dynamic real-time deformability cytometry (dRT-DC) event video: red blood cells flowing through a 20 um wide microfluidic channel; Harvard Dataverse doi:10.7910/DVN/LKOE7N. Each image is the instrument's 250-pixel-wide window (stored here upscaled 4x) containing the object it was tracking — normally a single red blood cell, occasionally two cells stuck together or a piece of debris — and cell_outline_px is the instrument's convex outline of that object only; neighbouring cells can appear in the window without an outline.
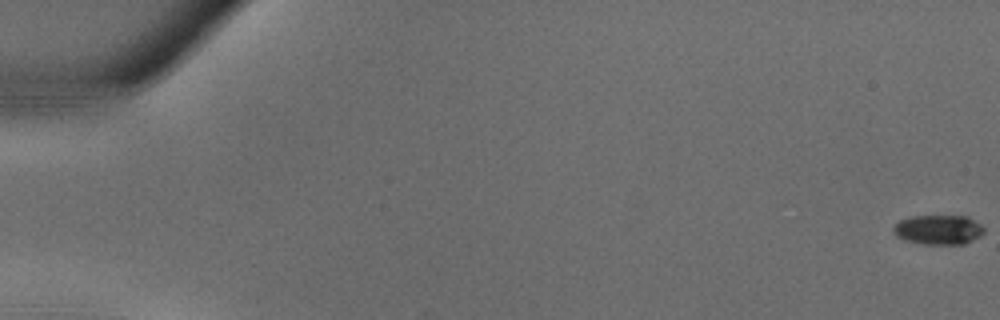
{"species": "common noctule bat (a hibernating species)", "species_latin": "Nyctalus noctula", "temperature_condition": "warm", "stored_images_in_passage": 38, "camera_frame_rate_fps": 3000, "um_per_image_px": 0.085, "animal": {"sex": "male", "body_mass_g": 18.8}, "frame": {"image": 1, "passage_image": 1, "time_ms": 0.0, "image_size_px": [1000, 320], "cell_outline_px": [[984, 232], [980, 236], [964, 244], [924, 244], [904, 240], [896, 236], [892, 228], [900, 220], [912, 216], [968, 216], [980, 224], [984, 228]], "centroid_in_image_um": [79.77, 19.52], "position_along_channel_um": 5.2, "area_um2": 15.61}}
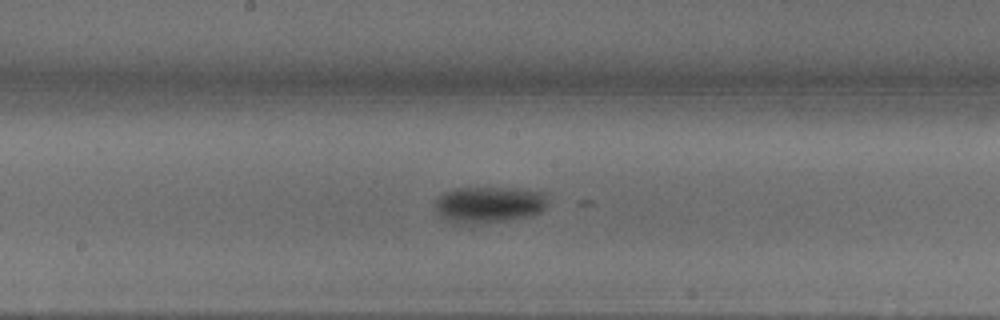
{"frame": {"image": 2, "passage_image": 21, "time_ms": 6.667, "image_size_px": [1000, 320], "cell_outline_px": [[548, 200], [544, 208], [540, 212], [528, 216], [504, 220], [452, 220], [440, 216], [436, 208], [436, 196], [452, 188], [516, 188], [548, 192]], "centroid_in_image_um": [41.64, 17.3], "position_along_channel_um": 206.6, "area_um2": 22.95}}
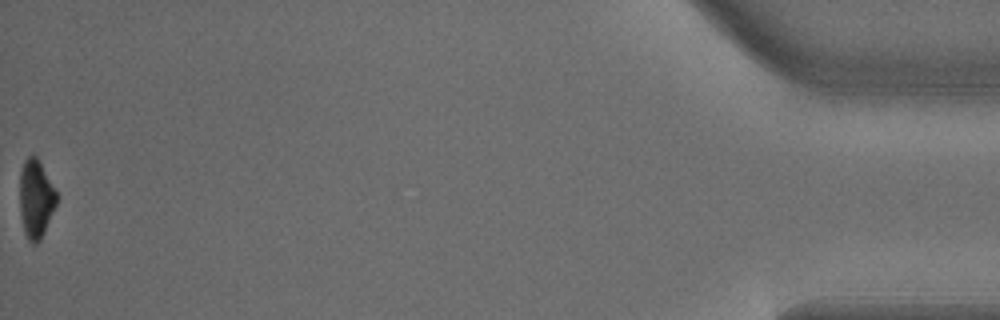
{"frame": {"image": 3, "passage_image": 38, "time_ms": 12.333, "image_size_px": [1000, 320], "cell_outline_px": [[56, 204], [44, 232], [40, 240], [36, 244], [32, 244], [28, 240], [24, 232], [20, 212], [20, 172], [24, 160], [28, 156], [36, 156], [56, 192]], "centroid_in_image_um": [3.02, 16.93], "position_along_channel_um": 432.2, "area_um2": 16.47}}